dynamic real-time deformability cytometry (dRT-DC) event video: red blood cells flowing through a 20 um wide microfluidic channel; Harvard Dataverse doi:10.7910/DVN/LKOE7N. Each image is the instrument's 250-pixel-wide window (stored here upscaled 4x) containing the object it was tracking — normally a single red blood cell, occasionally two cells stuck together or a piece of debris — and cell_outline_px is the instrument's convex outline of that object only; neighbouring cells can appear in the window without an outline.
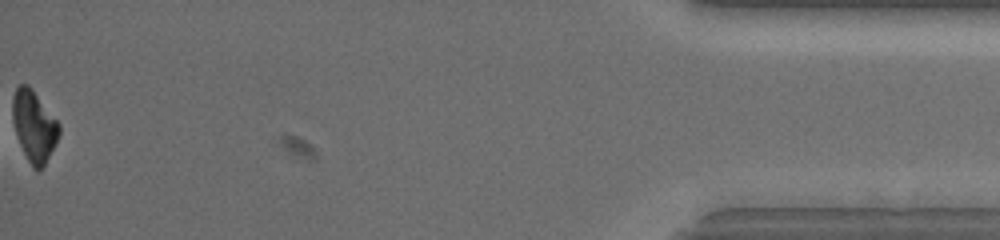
{"species": "common noctule bat (a hibernating species)", "species_latin": "Nyctalus noctula", "temperature_condition": "warm", "stored_images_in_passage": 38, "camera_frame_rate_fps": 3000, "um_per_image_px": 0.085, "animal": {"sex": "female", "body_mass_g": 19.5, "forearm_length_mm": 54.1}, "frame": {"image": 1, "passage_image": 38, "time_ms": 12.333, "image_size_px": [1000, 240], "cell_outline_px": [[60, 132], [56, 144], [44, 164], [36, 172], [32, 168], [20, 144], [12, 120], [12, 96], [16, 88], [20, 84], [28, 84], [32, 88], [60, 124]], "centroid_in_image_um": [2.89, 10.69], "position_along_channel_um": 432.3, "area_um2": 19.19}, "authors_computed_cell_mechanics": {"area_um2": 22.4842, "velocity_mm_per_s": 3.7663, "shape_relaxation_time_tau1_ms": 3.3223, "shape_relaxation_time_tau2_ms": null, "deformation_change_tau1": 0.15, "deformation_change_tau2": null}}